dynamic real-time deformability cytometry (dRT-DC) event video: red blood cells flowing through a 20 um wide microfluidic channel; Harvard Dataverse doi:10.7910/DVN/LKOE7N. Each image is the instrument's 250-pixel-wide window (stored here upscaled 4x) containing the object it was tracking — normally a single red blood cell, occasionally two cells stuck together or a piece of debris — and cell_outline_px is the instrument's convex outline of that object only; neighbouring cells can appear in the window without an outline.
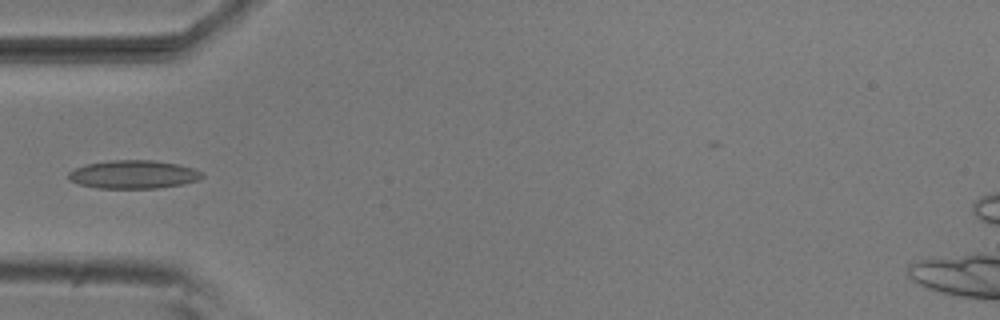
{"species": "common noctule bat (a hibernating species)", "species_latin": "Nyctalus noctula", "temperature_condition": "room temperature", "stored_images_in_passage": 6, "camera_frame_rate_fps": 3000, "um_per_image_px": 0.085, "animal": {"sex": "male", "body_mass_g": 20.5, "forearm_length_mm": 52.5}, "frame": {"image": 1, "passage_image": 5, "time_ms": 1.333, "image_size_px": [1000, 320], "cell_outline_px": [[204, 176], [200, 180], [184, 184], [156, 188], [96, 188], [80, 184], [68, 180], [68, 172], [76, 168], [88, 164], [112, 160], [152, 160], [180, 164], [192, 168], [200, 172]], "centroid_in_image_um": [11.36, 14.83], "position_along_channel_um": 73.6, "area_um2": 22.02}}
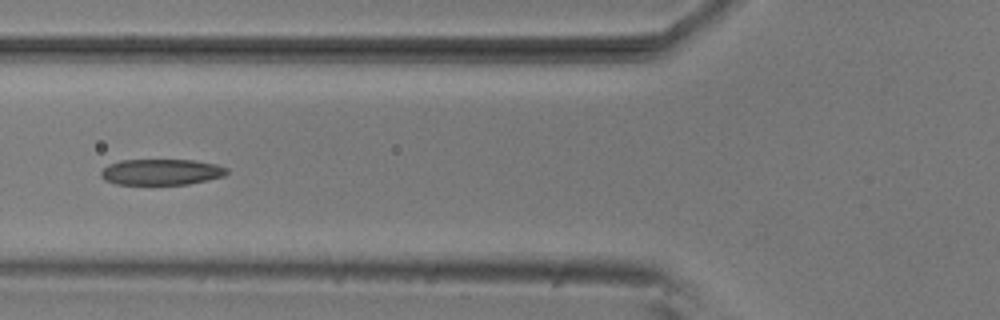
{"frame": {"image": 2, "passage_image": 6, "time_ms": 1.667, "image_size_px": [1000, 320], "cell_outline_px": [[228, 172], [224, 176], [188, 184], [116, 184], [104, 180], [100, 176], [100, 172], [108, 164], [120, 160], [192, 160], [216, 164], [228, 168]], "centroid_in_image_um": [13.69, 14.61], "position_along_channel_um": 112.1, "area_um2": 19.02}}